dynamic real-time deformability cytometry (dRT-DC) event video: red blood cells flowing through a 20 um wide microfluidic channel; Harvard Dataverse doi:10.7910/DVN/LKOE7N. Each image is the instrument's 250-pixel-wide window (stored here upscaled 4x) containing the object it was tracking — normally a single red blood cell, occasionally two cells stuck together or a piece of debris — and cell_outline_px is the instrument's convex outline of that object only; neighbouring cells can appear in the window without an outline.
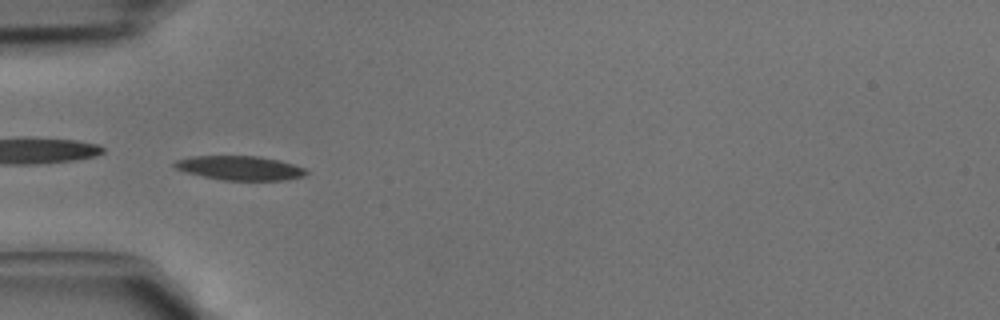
{"species": "common noctule bat (a hibernating species)", "species_latin": "Nyctalus noctula", "temperature_condition": "cold", "stored_images_in_passage": 4, "camera_frame_rate_fps": 3000, "um_per_image_px": 0.085, "animal": {"sex": "male", "body_mass_g": 15.6}, "frame": {"image": 1, "passage_image": 3, "time_ms": 0.667, "image_size_px": [1000, 320], "cell_outline_px": [[308, 172], [304, 176], [288, 180], [224, 180], [204, 176], [188, 172], [176, 168], [172, 164], [176, 160], [192, 156], [260, 156], [280, 160], [304, 168]], "centroid_in_image_um": [20.43, 14.27], "position_along_channel_um": 64.6, "area_um2": 18.44}}